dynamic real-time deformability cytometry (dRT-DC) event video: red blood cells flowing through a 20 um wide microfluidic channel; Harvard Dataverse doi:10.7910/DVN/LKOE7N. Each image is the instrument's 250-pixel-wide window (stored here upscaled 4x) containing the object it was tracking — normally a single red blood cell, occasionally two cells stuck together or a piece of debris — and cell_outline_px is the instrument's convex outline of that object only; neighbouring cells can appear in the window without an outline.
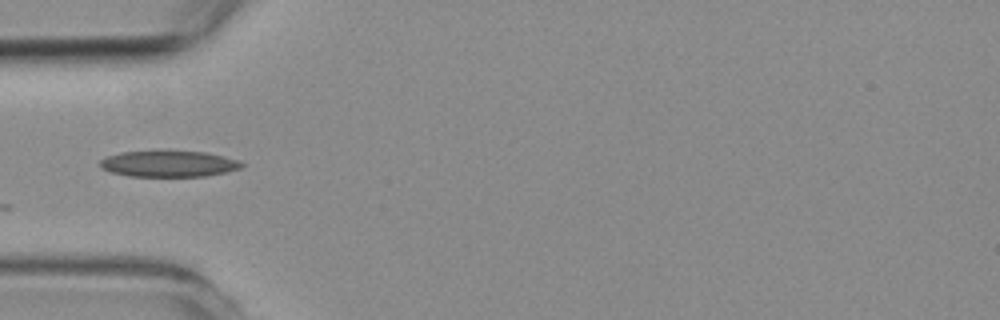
{"species": "common noctule bat (a hibernating species)", "species_latin": "Nyctalus noctula", "temperature_condition": "room temperature", "stored_images_in_passage": 27, "camera_frame_rate_fps": 3000, "um_per_image_px": 0.085, "animal": {"sex": "female", "body_mass_g": 19.3, "forearm_length_mm": 54.1}, "frame": {"image": 1, "passage_image": 1, "time_ms": 0.0, "image_size_px": [1000, 320], "cell_outline_px": [[244, 164], [240, 168], [224, 172], [204, 176], [128, 176], [112, 172], [100, 168], [100, 160], [108, 156], [120, 152], [204, 152], [224, 156], [240, 160]], "centroid_in_image_um": [14.34, 13.93], "position_along_channel_um": 70.7, "area_um2": 21.15}}
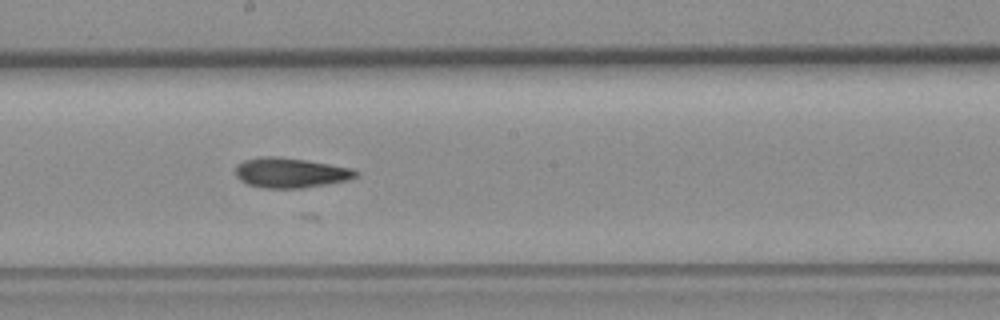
{"frame": {"image": 2, "passage_image": 13, "time_ms": 4.0, "image_size_px": [1000, 320], "cell_outline_px": [[360, 176], [348, 180], [328, 184], [300, 188], [264, 188], [248, 184], [240, 180], [236, 176], [236, 164], [244, 160], [260, 156], [276, 156], [304, 160], [352, 168], [360, 172]], "centroid_in_image_um": [24.71, 14.68], "position_along_channel_um": 223.5, "area_um2": 21.1}}
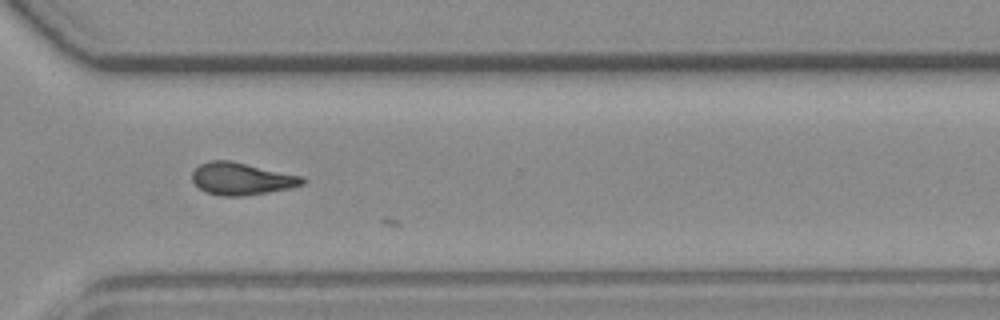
{"frame": {"image": 3, "passage_image": 23, "time_ms": 7.333, "image_size_px": [1000, 320], "cell_outline_px": [[308, 180], [304, 184], [292, 188], [268, 192], [240, 196], [220, 196], [204, 192], [192, 180], [192, 172], [200, 164], [208, 160], [228, 160], [304, 176]], "centroid_in_image_um": [20.56, 15.2], "position_along_channel_um": 350.0, "area_um2": 20.87}}